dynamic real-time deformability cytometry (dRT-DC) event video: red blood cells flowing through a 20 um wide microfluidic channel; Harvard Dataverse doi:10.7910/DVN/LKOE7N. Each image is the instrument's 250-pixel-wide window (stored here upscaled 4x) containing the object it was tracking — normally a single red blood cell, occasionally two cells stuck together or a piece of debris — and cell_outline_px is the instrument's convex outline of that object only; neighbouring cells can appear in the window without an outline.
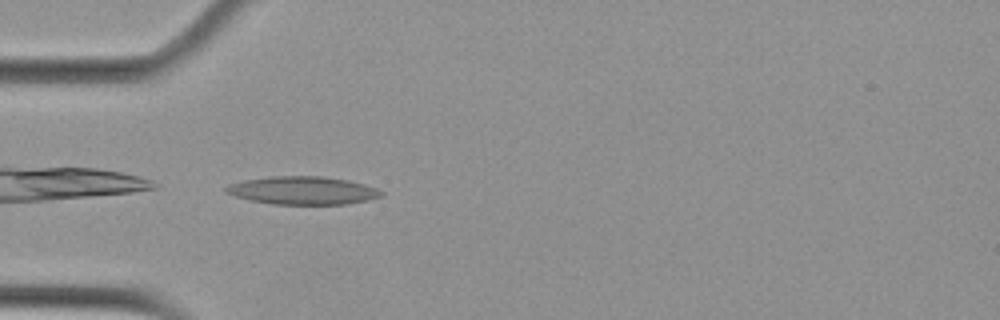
{"species": "Egyptian fruit bat (a non-hibernating species)", "species_latin": "Rousettus aegyptiacus", "temperature_condition": "cold", "stored_images_in_passage": 40, "camera_frame_rate_fps": 3000, "um_per_image_px": 0.085, "animal": {"sex": "female"}, "frame": {"image": 1, "passage_image": 2, "time_ms": 0.333, "image_size_px": [1000, 320], "cell_outline_px": [[384, 192], [380, 196], [368, 200], [348, 204], [272, 204], [252, 200], [236, 196], [228, 192], [224, 188], [232, 184], [244, 180], [272, 176], [324, 176], [348, 180], [364, 184], [376, 188]], "centroid_in_image_um": [25.78, 16.18], "position_along_channel_um": 59.2, "area_um2": 25.09}}
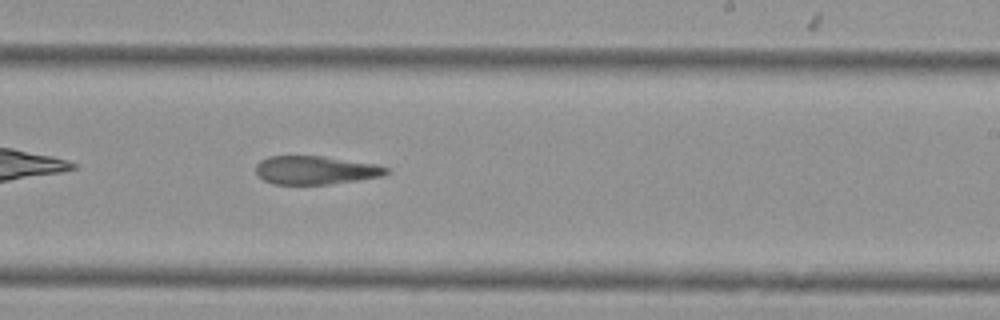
{"frame": {"image": 2, "passage_image": 19, "time_ms": 6.0, "image_size_px": [1000, 320], "cell_outline_px": [[388, 172], [380, 176], [356, 180], [328, 184], [272, 184], [264, 180], [256, 172], [256, 164], [260, 160], [268, 156], [324, 156], [376, 164], [388, 168]], "centroid_in_image_um": [26.78, 14.45], "position_along_channel_um": 262.2, "area_um2": 21.44}}
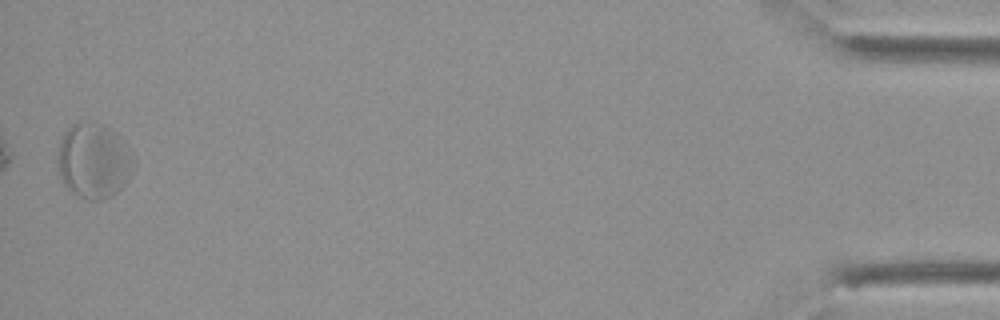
{"frame": {"image": 3, "passage_image": 40, "time_ms": 13.0, "image_size_px": [1000, 320], "cell_outline_px": [[128, 164], [124, 184], [112, 196], [100, 200], [88, 200], [72, 192], [64, 184], [56, 168], [60, 144], [64, 132], [76, 120], [80, 120], [104, 124], [116, 132], [124, 140], [128, 160]], "centroid_in_image_um": [7.85, 13.63], "position_along_channel_um": 427.4, "area_um2": 32.37}, "authors_computed_cell_mechanics": {"area_um2": 23.409, "velocity_mm_per_s": 3.6543, "shape_relaxation_time_tau1_ms": null, "shape_relaxation_time_tau2_ms": 6.33, "deformation_change_tau1": null, "deformation_change_tau2": 0.1705}}